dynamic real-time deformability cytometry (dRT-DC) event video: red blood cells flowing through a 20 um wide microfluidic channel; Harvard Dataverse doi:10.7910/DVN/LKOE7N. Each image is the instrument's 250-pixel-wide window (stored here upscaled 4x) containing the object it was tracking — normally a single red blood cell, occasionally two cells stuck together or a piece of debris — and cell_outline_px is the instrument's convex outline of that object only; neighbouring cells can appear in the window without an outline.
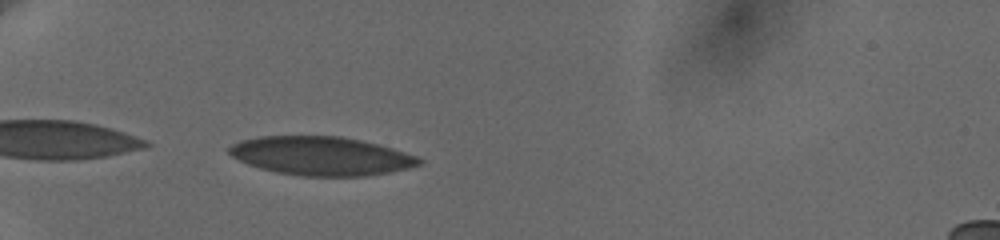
{"species": "human", "species_latin": "Homo sapiens", "temperature_condition": "cold", "stored_images_in_passage": 21, "camera_frame_rate_fps": 3000, "um_per_image_px": 0.085, "donor": {"sex": "female"}, "frame": {"image": 1, "passage_image": 1, "time_ms": 0.0, "image_size_px": [1000, 240], "cell_outline_px": [[424, 160], [420, 164], [408, 168], [388, 172], [364, 176], [300, 176], [276, 172], [260, 168], [248, 164], [232, 156], [228, 152], [228, 148], [232, 144], [240, 140], [260, 136], [340, 136], [360, 140], [392, 148], [416, 156]], "centroid_in_image_um": [27.27, 13.25], "position_along_channel_um": 57.7, "area_um2": 42.66}}
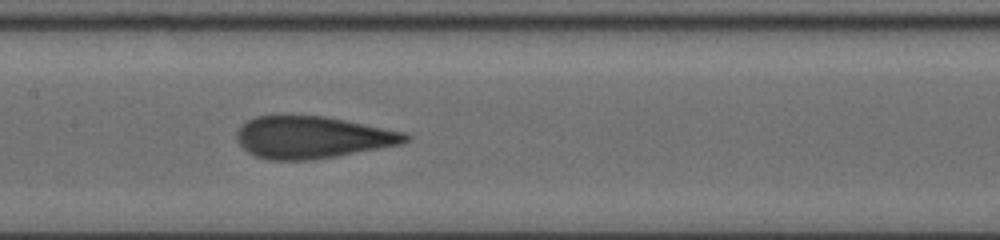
{"frame": {"image": 2, "passage_image": 13, "time_ms": 4.0, "image_size_px": [1000, 240], "cell_outline_px": [[412, 136], [408, 140], [400, 144], [380, 148], [336, 156], [312, 160], [268, 160], [256, 156], [248, 152], [236, 140], [236, 132], [248, 120], [256, 116], [324, 116], [404, 132]], "centroid_in_image_um": [26.53, 11.68], "position_along_channel_um": 180.9, "area_um2": 40.98}}
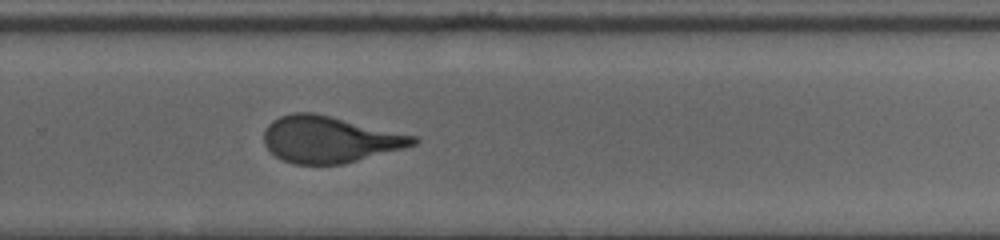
{"frame": {"image": 3, "passage_image": 21, "time_ms": 7.333, "image_size_px": [1000, 240], "cell_outline_px": [[420, 140], [416, 144], [404, 148], [344, 164], [292, 164], [276, 156], [264, 144], [264, 132], [268, 124], [272, 120], [280, 116], [292, 112], [312, 112], [332, 116], [416, 136]], "centroid_in_image_um": [28.01, 11.84], "position_along_channel_um": 301.8, "area_um2": 40.46}}